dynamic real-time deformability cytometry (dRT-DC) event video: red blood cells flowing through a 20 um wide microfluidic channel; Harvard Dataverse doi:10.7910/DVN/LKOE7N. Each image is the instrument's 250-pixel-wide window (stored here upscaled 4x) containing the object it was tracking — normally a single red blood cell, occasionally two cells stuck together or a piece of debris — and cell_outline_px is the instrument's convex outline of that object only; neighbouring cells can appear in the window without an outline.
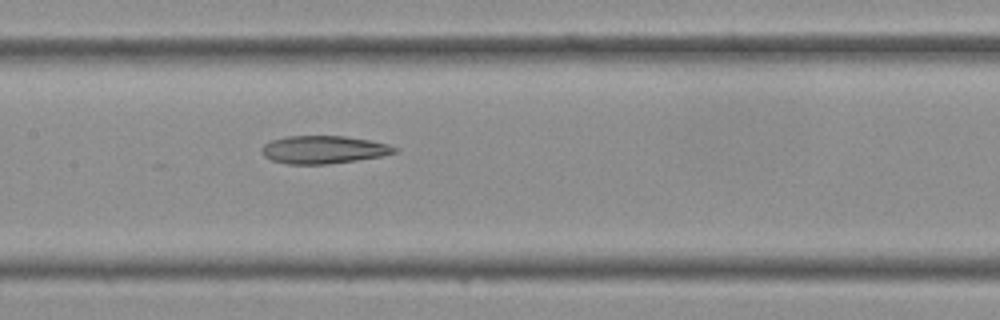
{"species": "Egyptian fruit bat (a non-hibernating species)", "species_latin": "Rousettus aegyptiacus", "temperature_condition": "cold", "stored_images_in_passage": 21, "camera_frame_rate_fps": 3000, "um_per_image_px": 0.085, "frame": {"image": 1, "passage_image": 15, "time_ms": 4.667, "image_size_px": [1000, 320], "cell_outline_px": [[400, 152], [380, 156], [356, 160], [328, 164], [288, 164], [272, 160], [264, 156], [260, 152], [260, 148], [264, 144], [272, 140], [288, 136], [344, 136], [368, 140], [388, 144], [400, 148]], "centroid_in_image_um": [27.51, 12.72], "position_along_channel_um": 179.9, "area_um2": 21.62}}
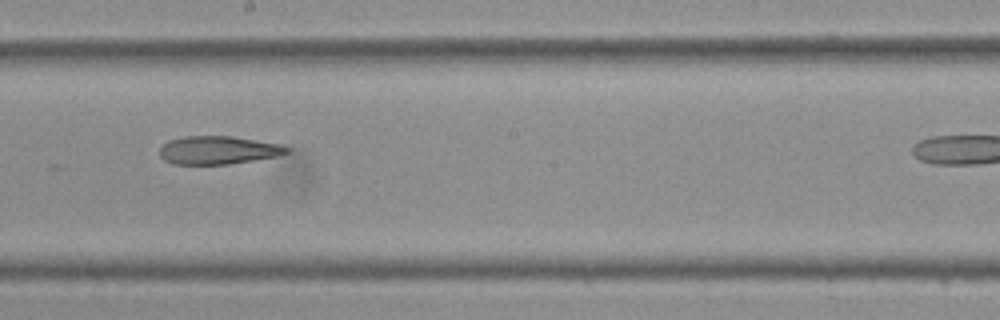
{"frame": {"image": 2, "passage_image": 18, "time_ms": 5.667, "image_size_px": [1000, 320], "cell_outline_px": [[292, 152], [276, 156], [228, 164], [172, 164], [164, 160], [160, 156], [160, 148], [168, 140], [184, 136], [232, 136], [276, 144], [292, 148]], "centroid_in_image_um": [18.52, 12.76], "position_along_channel_um": 229.7, "area_um2": 20.75}}